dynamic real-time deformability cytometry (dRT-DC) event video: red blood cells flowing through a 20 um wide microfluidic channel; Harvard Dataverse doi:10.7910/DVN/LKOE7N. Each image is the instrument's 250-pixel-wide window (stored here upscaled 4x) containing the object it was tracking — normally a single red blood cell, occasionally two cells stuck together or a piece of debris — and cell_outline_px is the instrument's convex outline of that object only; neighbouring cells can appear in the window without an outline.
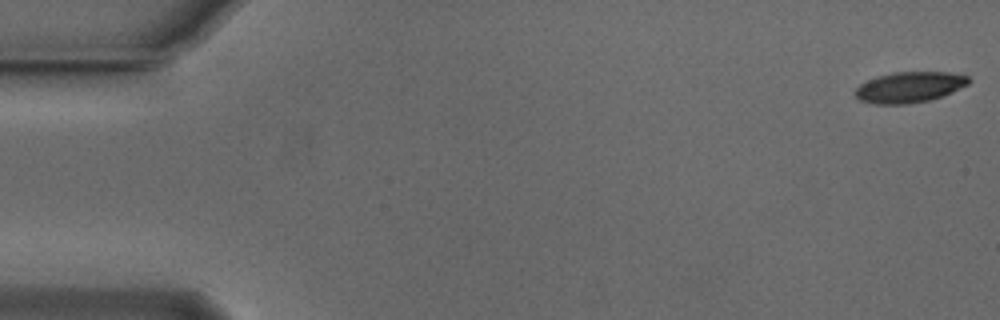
{"species": "Egyptian fruit bat (a non-hibernating species)", "species_latin": "Rousettus aegyptiacus", "temperature_condition": "cold", "stored_images_in_passage": 53, "camera_frame_rate_fps": 3000, "um_per_image_px": 0.085, "animal": {"sex": "male"}, "frame": {"image": 1, "passage_image": 1, "time_ms": 0.0, "image_size_px": [1000, 320], "cell_outline_px": [[972, 80], [968, 84], [944, 96], [928, 100], [908, 104], [872, 104], [860, 100], [856, 96], [856, 88], [860, 84], [868, 80], [880, 76], [896, 72], [948, 72], [968, 76]], "centroid_in_image_um": [77.33, 7.42], "position_along_channel_um": 7.7, "area_um2": 20.23}}
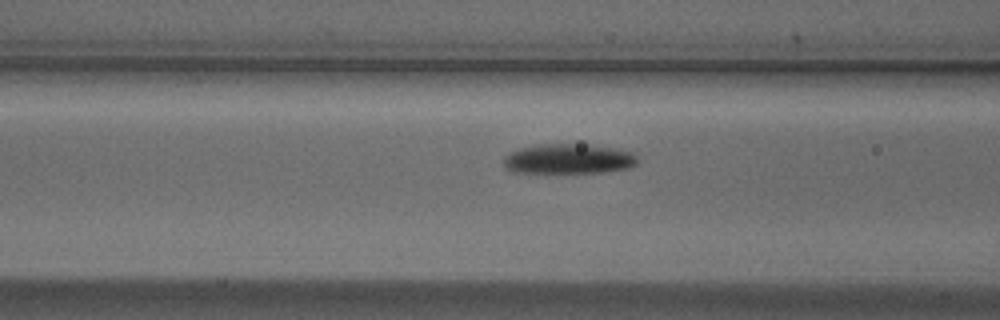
{"frame": {"image": 2, "passage_image": 21, "time_ms": 6.667, "image_size_px": [1000, 320], "cell_outline_px": [[636, 164], [628, 168], [600, 172], [512, 172], [504, 164], [504, 156], [508, 152], [520, 148], [536, 144], [588, 144], [616, 148], [632, 152], [636, 156]], "centroid_in_image_um": [48.3, 13.48], "position_along_channel_um": 118.3, "area_um2": 23.29}}
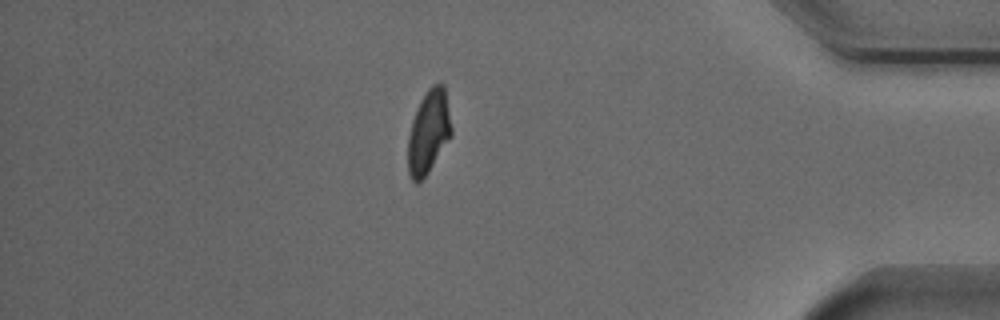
{"frame": {"image": 3, "passage_image": 46, "time_ms": 15.0, "image_size_px": [1000, 320], "cell_outline_px": [[452, 136], [428, 172], [416, 184], [412, 180], [408, 172], [408, 136], [412, 120], [416, 108], [420, 100], [428, 88], [432, 84], [444, 84], [452, 128]], "centroid_in_image_um": [36.43, 11.2], "position_along_channel_um": 398.8, "area_um2": 21.15}, "authors_computed_cell_mechanics": {"area_um2": 21.8484, "velocity_mm_per_s": 3.8278, "shape_relaxation_time_tau1_ms": 2.6099, "shape_relaxation_time_tau2_ms": null, "deformation_change_tau1": 0.1177, "deformation_change_tau2": null}}